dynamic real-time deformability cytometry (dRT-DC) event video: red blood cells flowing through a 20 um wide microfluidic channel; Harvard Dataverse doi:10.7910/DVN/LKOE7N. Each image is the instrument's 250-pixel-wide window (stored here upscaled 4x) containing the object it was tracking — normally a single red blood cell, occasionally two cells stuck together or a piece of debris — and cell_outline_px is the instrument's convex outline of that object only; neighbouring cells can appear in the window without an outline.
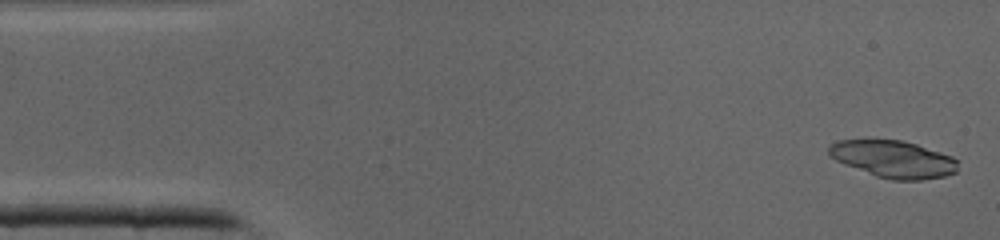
{"species": "common noctule bat (a hibernating species)", "species_latin": "Nyctalus noctula", "temperature_condition": "cold", "stored_images_in_passage": 40, "segment_of_instrument_passage": [1, 2], "camera_frame_rate_fps": 3000, "um_per_image_px": 0.085, "animal": {"sex": "male", "body_mass_g": 19.0, "forearm_length_mm": 50.8}, "frame": {"image": 1, "passage_image": 1, "time_ms": 0.0, "image_size_px": [1000, 240], "cell_outline_px": [[956, 172], [944, 176], [920, 180], [892, 180], [876, 176], [844, 164], [828, 156], [828, 148], [836, 140], [900, 140], [916, 144], [952, 156], [956, 160]], "centroid_in_image_um": [75.91, 13.53], "position_along_channel_um": 9.1, "area_um2": 27.69}}